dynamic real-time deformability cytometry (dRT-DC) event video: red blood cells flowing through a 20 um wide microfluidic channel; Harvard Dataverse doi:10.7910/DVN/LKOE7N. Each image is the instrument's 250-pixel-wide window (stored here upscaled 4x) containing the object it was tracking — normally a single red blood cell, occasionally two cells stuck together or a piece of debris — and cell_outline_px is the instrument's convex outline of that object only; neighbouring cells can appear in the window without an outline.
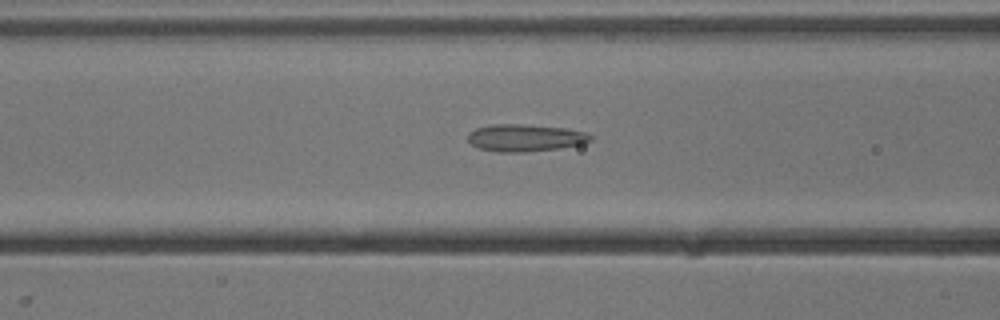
{"species": "common noctule bat (a hibernating species)", "species_latin": "Nyctalus noctula", "temperature_condition": "cold", "stored_images_in_passage": 40, "camera_frame_rate_fps": 3000, "um_per_image_px": 0.085, "animal": {"sex": "male", "body_mass_g": 13.3}, "frame": {"image": 1, "passage_image": 18, "time_ms": 5.667, "image_size_px": [1000, 320], "cell_outline_px": [[592, 140], [584, 144], [560, 148], [524, 152], [496, 152], [480, 148], [472, 144], [468, 140], [468, 132], [476, 128], [492, 124], [524, 124], [568, 128], [584, 132], [592, 136]], "centroid_in_image_um": [44.66, 11.71], "position_along_channel_um": 121.9, "area_um2": 19.59}}
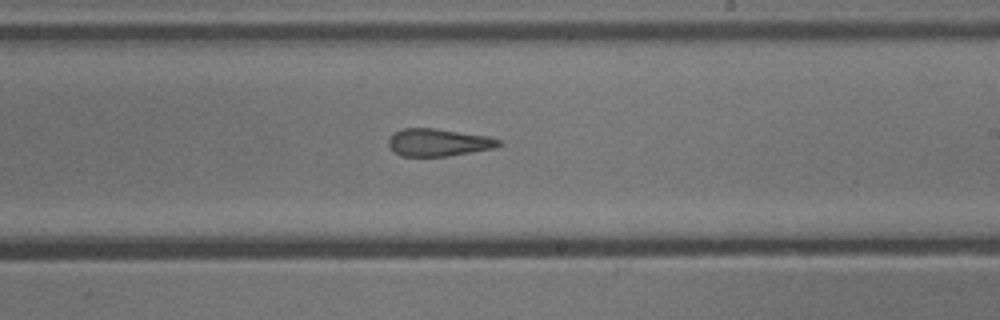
{"frame": {"image": 2, "passage_image": 28, "time_ms": 9.0, "image_size_px": [1000, 320], "cell_outline_px": [[504, 144], [496, 148], [448, 156], [400, 156], [388, 144], [388, 140], [392, 132], [404, 128], [436, 128], [488, 136], [500, 140]], "centroid_in_image_um": [37.29, 12.1], "position_along_channel_um": 251.7, "area_um2": 17.8}}
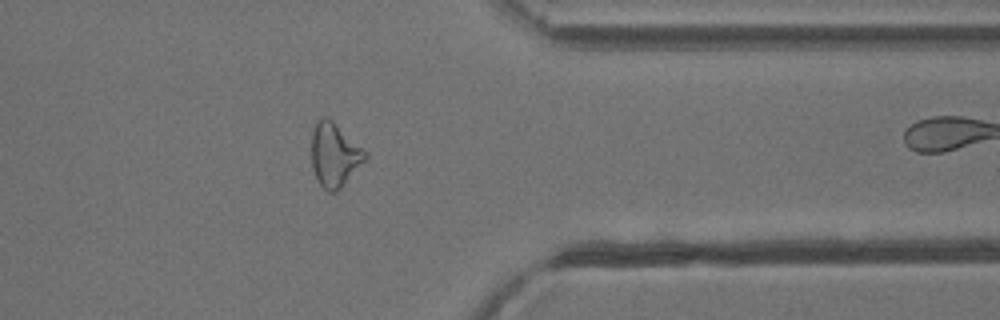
{"frame": {"image": 3, "passage_image": 39, "time_ms": 12.667, "image_size_px": [1000, 320], "cell_outline_px": [[368, 156], [340, 188], [336, 192], [328, 192], [316, 180], [312, 168], [312, 132], [316, 120], [324, 116], [332, 120], [368, 152]], "centroid_in_image_um": [28.42, 13.15], "position_along_channel_um": 383.0, "area_um2": 19.88}}